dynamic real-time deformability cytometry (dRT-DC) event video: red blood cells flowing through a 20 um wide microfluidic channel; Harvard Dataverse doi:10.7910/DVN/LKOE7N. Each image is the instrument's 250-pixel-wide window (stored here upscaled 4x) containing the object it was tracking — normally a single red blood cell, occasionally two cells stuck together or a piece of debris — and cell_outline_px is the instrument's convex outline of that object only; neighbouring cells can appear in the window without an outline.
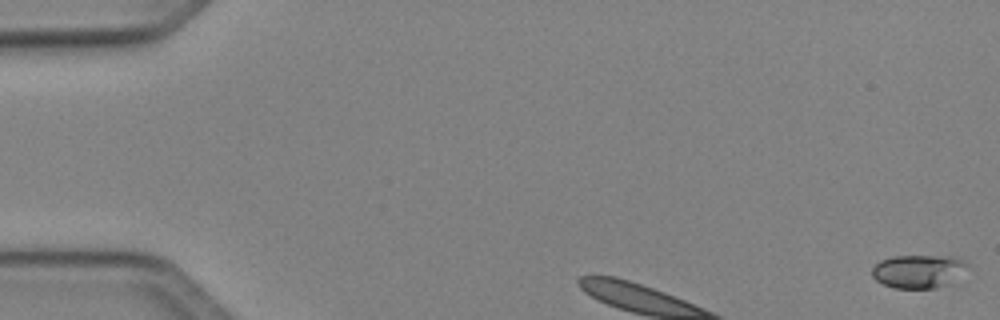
{"species": "Egyptian fruit bat (a non-hibernating species)", "species_latin": "Rousettus aegyptiacus", "temperature_condition": "cold", "stored_images_in_passage": 4, "camera_frame_rate_fps": 3000, "um_per_image_px": 0.085, "animal": {"sex": "female"}, "frame": {"image": 1, "passage_image": 1, "time_ms": 0.0, "image_size_px": [1000, 320], "cell_outline_px": [[972, 264], [944, 284], [936, 288], [896, 288], [884, 284], [876, 280], [872, 276], [872, 268], [880, 260], [896, 256], [960, 256]], "centroid_in_image_um": [78.07, 23.02], "position_along_channel_um": 6.9, "area_um2": 18.32}}